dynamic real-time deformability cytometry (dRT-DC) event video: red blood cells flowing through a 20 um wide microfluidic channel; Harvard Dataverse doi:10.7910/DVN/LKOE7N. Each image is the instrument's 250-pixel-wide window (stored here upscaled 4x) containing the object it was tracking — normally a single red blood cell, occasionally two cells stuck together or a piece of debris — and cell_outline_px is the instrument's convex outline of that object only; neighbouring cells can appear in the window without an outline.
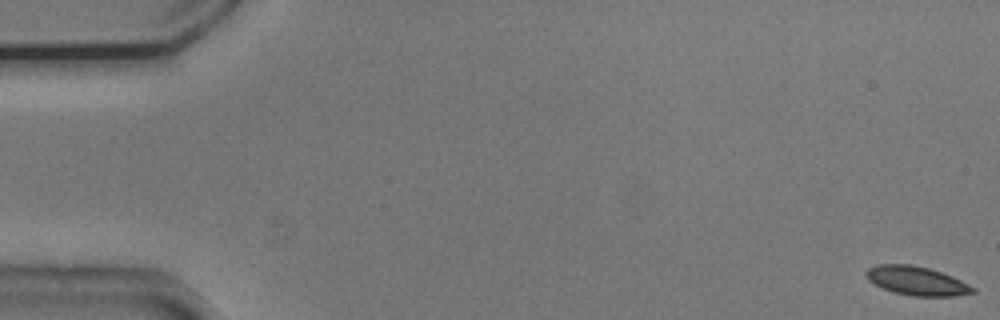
{"species": "common noctule bat (a hibernating species)", "species_latin": "Nyctalus noctula", "temperature_condition": "cold", "stored_images_in_passage": 54, "camera_frame_rate_fps": 3000, "um_per_image_px": 0.085, "animal": {"sex": "male", "body_mass_g": 20.5, "forearm_length_mm": 52.5}, "frame": {"image": 1, "passage_image": 1, "time_ms": 0.0, "image_size_px": [1000, 320], "cell_outline_px": [[976, 292], [956, 296], [912, 296], [896, 292], [884, 288], [868, 280], [864, 272], [868, 268], [880, 264], [912, 264], [928, 268], [952, 276], [976, 288]], "centroid_in_image_um": [77.94, 23.87], "position_along_channel_um": 7.1, "area_um2": 17.8}}
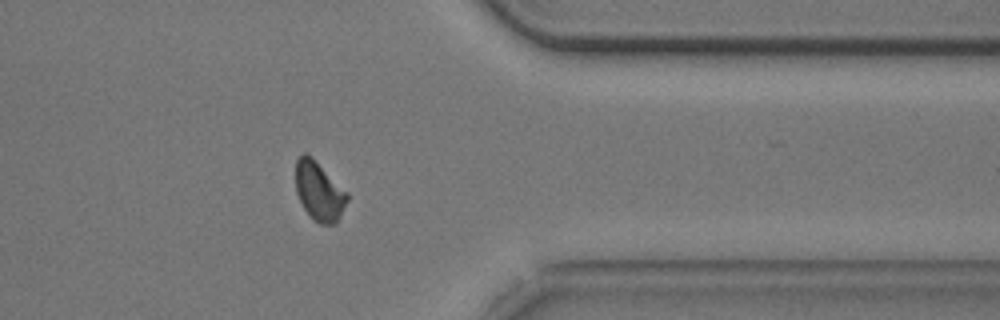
{"frame": {"image": 2, "passage_image": 44, "time_ms": 14.333, "image_size_px": [1000, 320], "cell_outline_px": [[348, 200], [336, 224], [320, 224], [312, 220], [304, 208], [296, 192], [296, 160], [304, 152], [312, 156], [348, 192]], "centroid_in_image_um": [27.14, 16.25], "position_along_channel_um": 384.3, "area_um2": 17.86}}
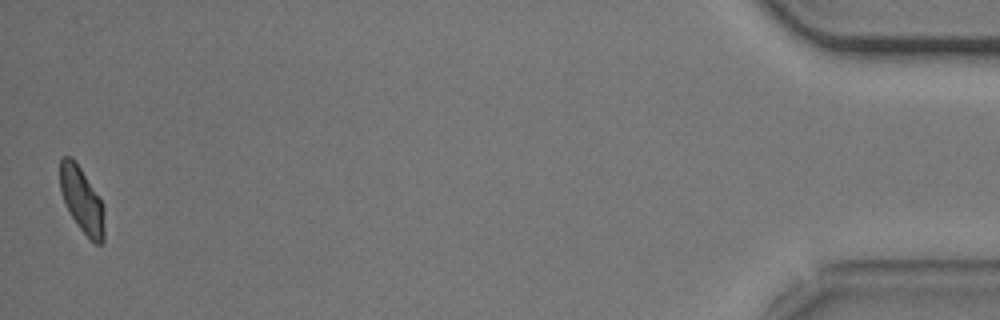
{"frame": {"image": 3, "passage_image": 54, "time_ms": 17.667, "image_size_px": [1000, 320], "cell_outline_px": [[104, 240], [100, 244], [96, 244], [76, 224], [64, 200], [60, 188], [60, 160], [64, 156], [72, 156], [80, 168], [100, 200], [104, 208]], "centroid_in_image_um": [6.96, 17.0], "position_along_channel_um": 428.2, "area_um2": 16.42}, "authors_computed_cell_mechanics": {"area_um2": 18.207, "velocity_mm_per_s": 3.7337, "shape_relaxation_time_tau1_ms": 3.982, "shape_relaxation_time_tau2_ms": 4.1762, "deformation_change_tau1": 0.1119, "deformation_change_tau2": 0.0897}}